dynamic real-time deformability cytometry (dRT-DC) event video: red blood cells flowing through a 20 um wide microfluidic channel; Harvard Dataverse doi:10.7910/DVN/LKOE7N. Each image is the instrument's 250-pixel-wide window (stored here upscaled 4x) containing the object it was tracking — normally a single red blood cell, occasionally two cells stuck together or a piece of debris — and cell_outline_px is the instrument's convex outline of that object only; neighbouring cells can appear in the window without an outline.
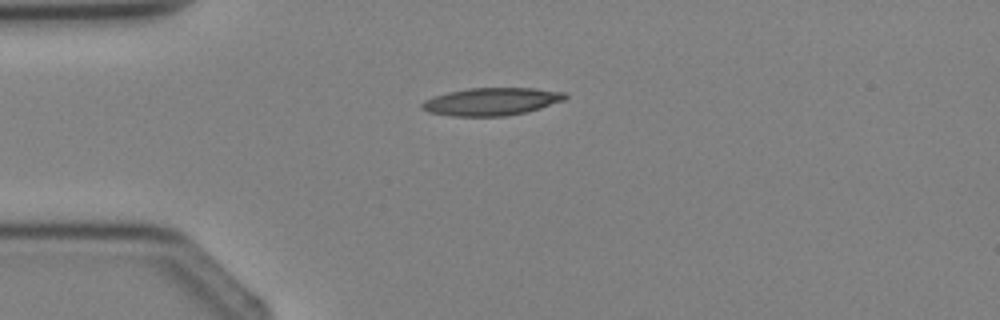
{"species": "Egyptian fruit bat (a non-hibernating species)", "species_latin": "Rousettus aegyptiacus", "temperature_condition": "cold", "stored_images_in_passage": 2, "camera_frame_rate_fps": 3000, "um_per_image_px": 0.085, "animal": {"sex": "female"}, "frame": {"image": 1, "passage_image": 1, "time_ms": 0.0, "image_size_px": [1000, 320], "cell_outline_px": [[568, 96], [564, 100], [528, 112], [508, 116], [452, 116], [428, 112], [420, 108], [420, 104], [424, 100], [432, 96], [448, 92], [468, 88], [536, 88], [564, 92]], "centroid_in_image_um": [41.75, 8.63], "position_along_channel_um": 43.2, "area_um2": 23.29}}
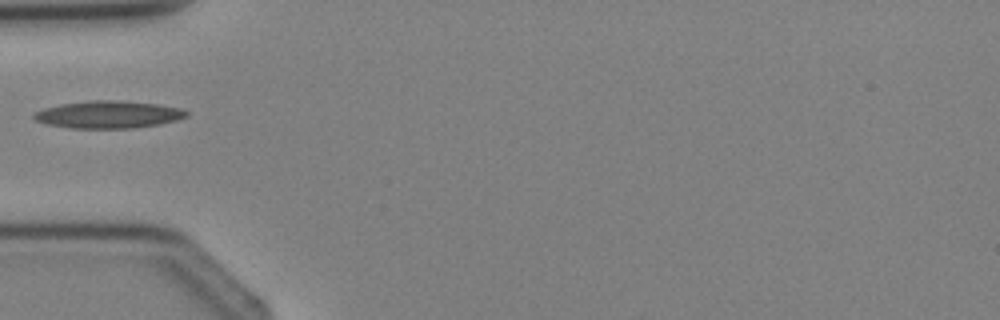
{"frame": {"image": 2, "passage_image": 2, "time_ms": 1.0, "image_size_px": [1000, 320], "cell_outline_px": [[188, 116], [176, 120], [160, 124], [132, 128], [72, 128], [44, 124], [36, 120], [32, 116], [36, 112], [44, 108], [60, 104], [92, 100], [116, 100], [156, 104], [180, 108], [188, 112]], "centroid_in_image_um": [9.2, 9.74], "position_along_channel_um": 75.8, "area_um2": 24.22}}